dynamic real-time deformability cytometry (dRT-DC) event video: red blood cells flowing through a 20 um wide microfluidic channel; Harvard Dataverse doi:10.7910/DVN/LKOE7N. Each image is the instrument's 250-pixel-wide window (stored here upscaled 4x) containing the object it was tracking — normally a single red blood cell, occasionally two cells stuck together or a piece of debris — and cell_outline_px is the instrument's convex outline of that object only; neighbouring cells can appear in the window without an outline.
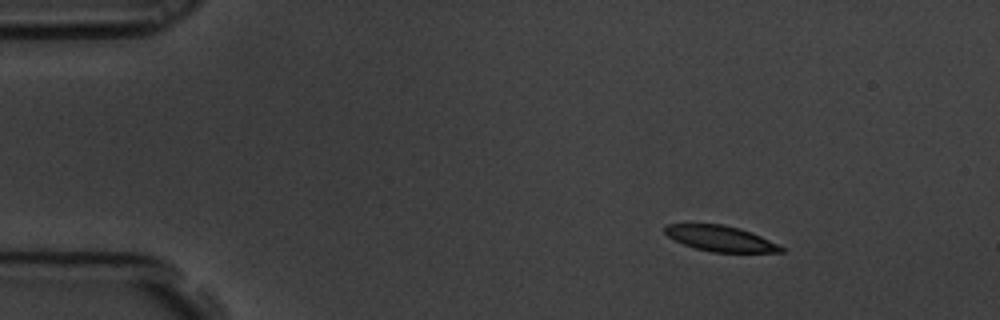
{"species": "common noctule bat (a hibernating species)", "species_latin": "Nyctalus noctula", "temperature_condition": "room temperature", "stored_images_in_passage": 58, "camera_frame_rate_fps": 3000, "um_per_image_px": 0.085, "animal": {"sex": "male", "body_mass_g": 19.5, "forearm_length_mm": 54.6}, "frame": {"image": 1, "passage_image": 7, "time_ms": 2.0, "image_size_px": [1000, 320], "cell_outline_px": [[784, 252], [712, 252], [696, 248], [684, 244], [668, 236], [664, 232], [664, 228], [668, 224], [724, 224], [740, 228], [760, 236], [784, 248]], "centroid_in_image_um": [61.22, 20.27], "position_along_channel_um": 23.8, "area_um2": 17.05}}
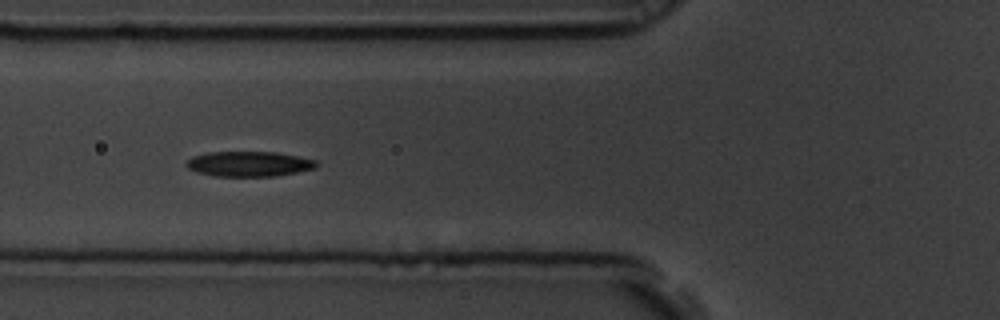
{"frame": {"image": 2, "passage_image": 21, "time_ms": 6.667, "image_size_px": [1000, 320], "cell_outline_px": [[320, 164], [316, 168], [276, 176], [216, 176], [196, 172], [188, 168], [184, 164], [192, 156], [208, 152], [276, 152], [316, 160]], "centroid_in_image_um": [21.16, 13.93], "position_along_channel_um": 104.6, "area_um2": 19.07}}
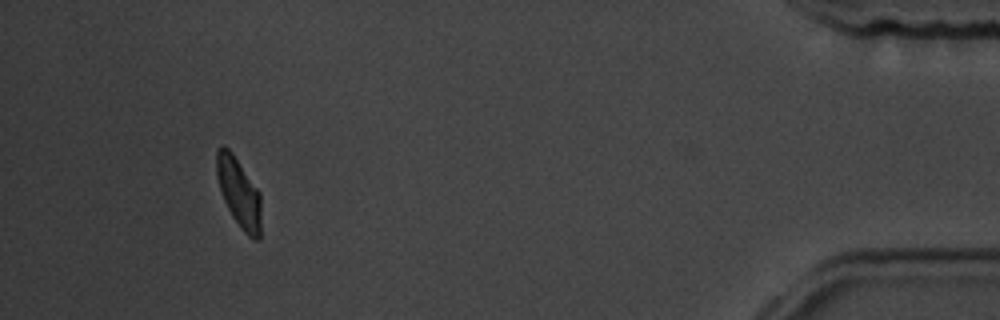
{"frame": {"image": 3, "passage_image": 54, "time_ms": 17.667, "image_size_px": [1000, 320], "cell_outline_px": [[260, 240], [256, 240], [248, 236], [240, 228], [232, 216], [224, 200], [216, 176], [216, 148], [224, 144], [232, 152], [260, 192]], "centroid_in_image_um": [20.29, 16.35], "position_along_channel_um": 414.9, "area_um2": 18.03}, "authors_computed_cell_mechanics": {"area_um2": 18.7272, "velocity_mm_per_s": 3.4249, "shape_relaxation_time_tau1_ms": 2.8006, "shape_relaxation_time_tau2_ms": 2.3314, "deformation_change_tau1": 0.1097, "deformation_change_tau2": 0.0805}}